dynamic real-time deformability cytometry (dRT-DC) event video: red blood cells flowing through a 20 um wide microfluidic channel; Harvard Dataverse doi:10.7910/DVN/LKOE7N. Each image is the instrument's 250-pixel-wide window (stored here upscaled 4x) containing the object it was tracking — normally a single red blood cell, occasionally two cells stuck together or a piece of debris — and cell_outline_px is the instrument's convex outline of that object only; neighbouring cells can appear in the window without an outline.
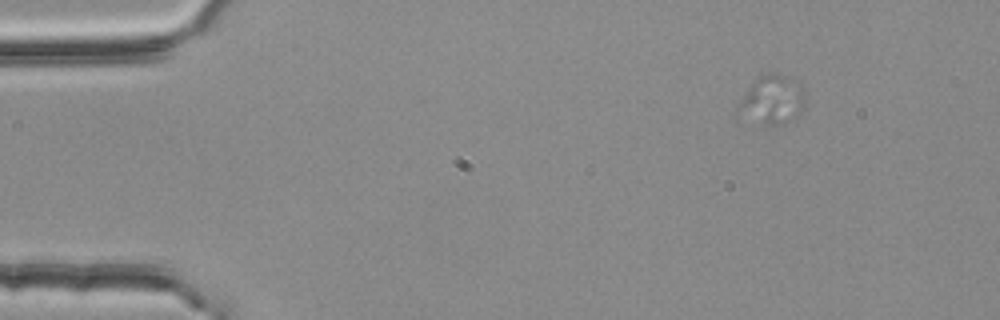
{"species": "common noctule bat (a hibernating species)", "species_latin": "Nyctalus noctula", "temperature_condition": "room temperature", "stored_images_in_passage": 4, "camera_frame_rate_fps": 3000, "um_per_image_px": 0.085, "animal": {"sex": "female", "body_mass_g": 25.1}, "frame": {"image": 1, "passage_image": 2, "time_ms": 0.333, "image_size_px": [1000, 320], "cell_outline_px": [[804, 104], [800, 112], [780, 124], [768, 128], [736, 120], [732, 116], [736, 108], [752, 80], [768, 72], [780, 72], [792, 76], [804, 88]], "centroid_in_image_um": [65.5, 8.53], "position_along_channel_um": 19.5, "area_um2": 20.52}}
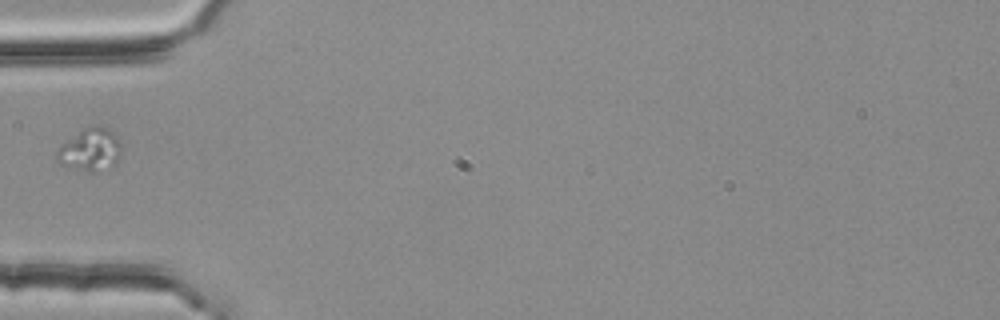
{"frame": {"image": 2, "passage_image": 4, "time_ms": 1.0, "image_size_px": [1000, 320], "cell_outline_px": [[120, 156], [116, 164], [96, 172], [88, 172], [60, 164], [56, 160], [56, 152], [64, 144], [88, 124], [96, 124], [108, 128], [116, 136], [120, 144]], "centroid_in_image_um": [7.69, 12.72], "position_along_channel_um": 77.3, "area_um2": 15.95}}